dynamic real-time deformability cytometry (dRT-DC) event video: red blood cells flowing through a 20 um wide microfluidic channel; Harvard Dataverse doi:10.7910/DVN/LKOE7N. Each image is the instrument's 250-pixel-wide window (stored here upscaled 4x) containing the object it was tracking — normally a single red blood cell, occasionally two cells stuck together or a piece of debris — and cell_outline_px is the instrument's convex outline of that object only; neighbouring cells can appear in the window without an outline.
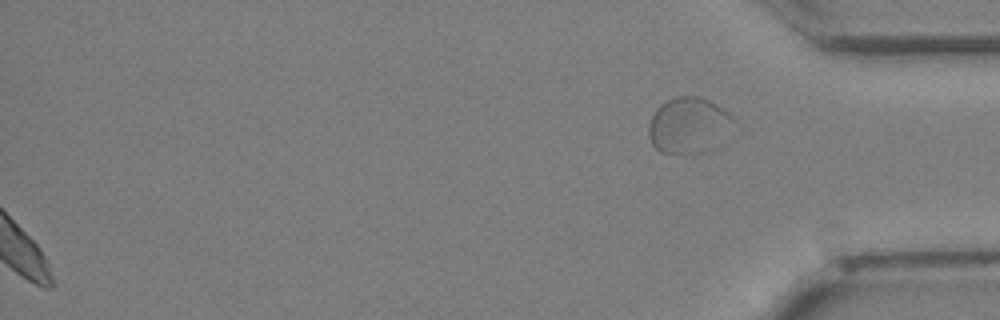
{"species": "Egyptian fruit bat (a non-hibernating species)", "species_latin": "Rousettus aegyptiacus", "temperature_condition": "cold", "stored_images_in_passage": 34, "segment_of_instrument_passage": [2, 2], "camera_frame_rate_fps": 3000, "um_per_image_px": 0.085, "animal": {"sex": "female"}, "frame": {"image": 1, "passage_image": 34, "time_ms": 11.0, "image_size_px": [1000, 320], "cell_outline_px": [[736, 120], [704, 152], [660, 152], [652, 144], [648, 136], [648, 124], [656, 108], [660, 104], [668, 100], [680, 96], [700, 96], [716, 104], [728, 112]], "centroid_in_image_um": [58.45, 10.6], "position_along_channel_um": 376.8, "area_um2": 26.7}}